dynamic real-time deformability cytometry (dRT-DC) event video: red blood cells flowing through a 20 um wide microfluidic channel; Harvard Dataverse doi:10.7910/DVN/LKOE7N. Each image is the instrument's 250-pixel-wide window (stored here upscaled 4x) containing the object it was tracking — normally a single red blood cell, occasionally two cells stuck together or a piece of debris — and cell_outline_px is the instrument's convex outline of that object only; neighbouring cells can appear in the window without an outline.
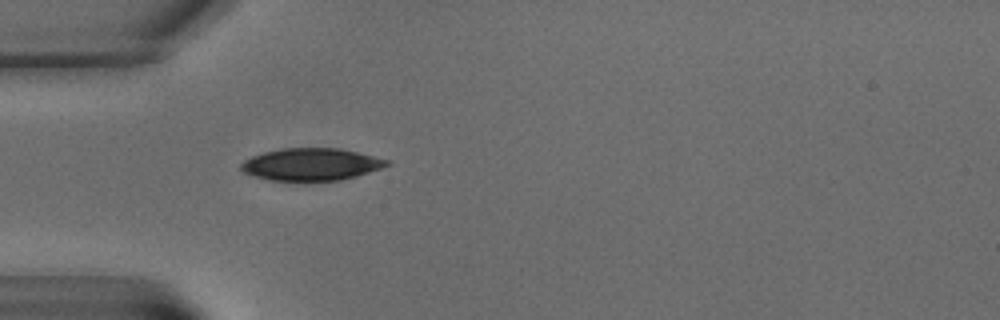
{"species": "common noctule bat (a hibernating species)", "species_latin": "Nyctalus noctula", "temperature_condition": "warm", "stored_images_in_passage": 6, "camera_frame_rate_fps": 3000, "um_per_image_px": 0.085, "animal": {"sex": "male", "body_mass_g": 15.6}, "frame": {"image": 1, "passage_image": 6, "time_ms": 6.0, "image_size_px": [1000, 320], "cell_outline_px": [[392, 164], [356, 176], [340, 180], [272, 180], [256, 176], [244, 172], [240, 168], [240, 164], [244, 160], [252, 156], [264, 152], [280, 148], [340, 148], [388, 160]], "centroid_in_image_um": [26.43, 13.96], "position_along_channel_um": 58.6, "area_um2": 27.05}}